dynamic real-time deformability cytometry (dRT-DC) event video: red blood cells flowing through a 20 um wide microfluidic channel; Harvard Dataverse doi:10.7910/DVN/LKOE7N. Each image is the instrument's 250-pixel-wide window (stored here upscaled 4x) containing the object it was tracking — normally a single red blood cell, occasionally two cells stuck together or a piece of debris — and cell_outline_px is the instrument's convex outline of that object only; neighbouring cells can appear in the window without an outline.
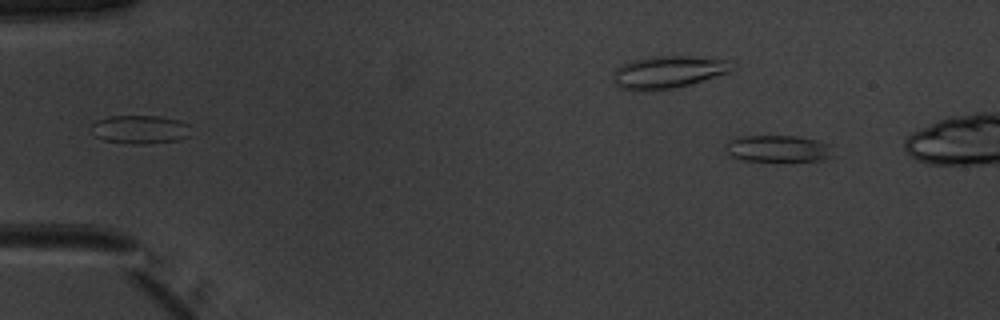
{"species": "common noctule bat (a hibernating species)", "species_latin": "Nyctalus noctula", "temperature_condition": "warm", "stored_images_in_passage": 48, "camera_frame_rate_fps": 3000, "um_per_image_px": 0.085, "animal": {"sex": "male", "body_mass_g": 20.1, "forearm_length_mm": 53.5}, "frame": {"image": 1, "passage_image": 5, "time_ms": 1.333, "image_size_px": [1000, 320], "cell_outline_px": [[836, 156], [824, 160], [744, 160], [732, 156], [724, 148], [724, 144], [728, 140], [740, 136], [796, 136], [816, 140], [828, 144]], "centroid_in_image_um": [66.13, 12.62], "position_along_channel_um": 18.9, "area_um2": 16.65}}
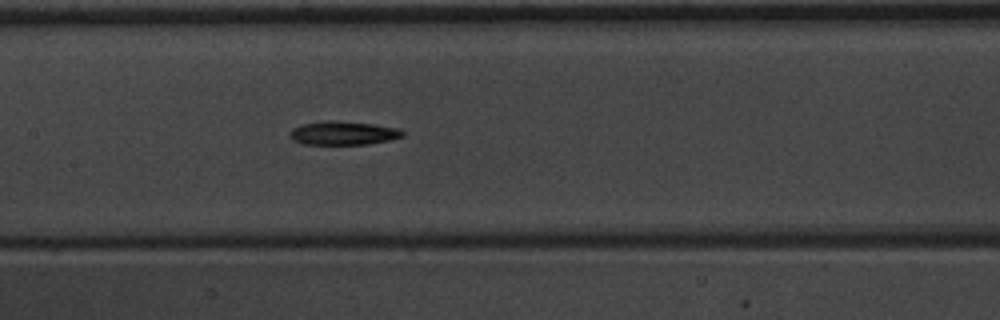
{"frame": {"image": 2, "passage_image": 25, "time_ms": 8.0, "image_size_px": [1000, 320], "cell_outline_px": [[404, 136], [388, 140], [368, 144], [300, 144], [292, 140], [288, 136], [288, 132], [292, 128], [300, 124], [324, 120], [332, 120], [372, 124], [400, 128], [404, 132]], "centroid_in_image_um": [29.1, 11.3], "position_along_channel_um": 178.3, "area_um2": 15.78}}
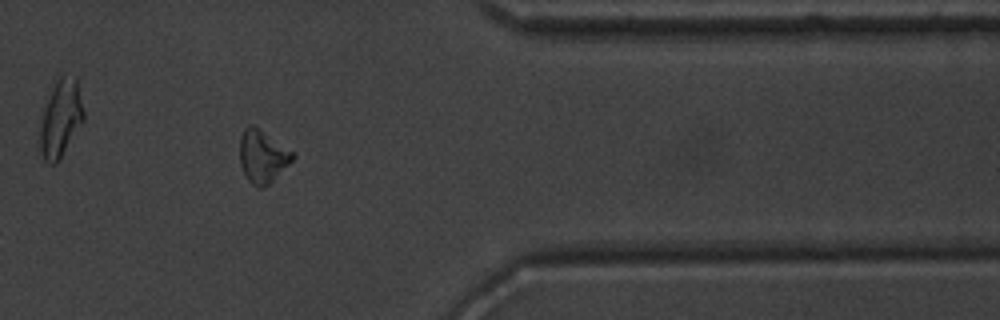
{"frame": {"image": 3, "passage_image": 42, "time_ms": 13.667, "image_size_px": [1000, 320], "cell_outline_px": [[296, 156], [264, 188], [256, 188], [248, 180], [240, 164], [240, 136], [244, 128], [248, 124], [252, 124], [260, 128], [296, 152]], "centroid_in_image_um": [22.32, 13.25], "position_along_channel_um": 389.1, "area_um2": 16.47}}